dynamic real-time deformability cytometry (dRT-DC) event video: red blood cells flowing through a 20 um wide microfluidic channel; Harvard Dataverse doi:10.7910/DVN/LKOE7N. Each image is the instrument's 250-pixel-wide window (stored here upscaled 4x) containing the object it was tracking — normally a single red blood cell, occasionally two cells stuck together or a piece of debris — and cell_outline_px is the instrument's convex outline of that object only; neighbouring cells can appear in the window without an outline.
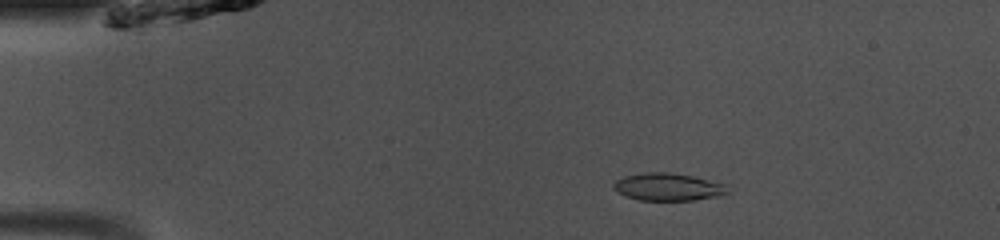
{"species": "common noctule bat (a hibernating species)", "species_latin": "Nyctalus noctula", "temperature_condition": "room temperature", "stored_images_in_passage": 49, "camera_frame_rate_fps": 3000, "um_per_image_px": 0.085, "animal": {"sex": "male", "body_mass_g": 13.0, "forearm_length_mm": 53.1}, "frame": {"image": 1, "passage_image": 9, "time_ms": 2.667, "image_size_px": [1000, 240], "cell_outline_px": [[736, 188], [720, 196], [692, 200], [640, 200], [616, 192], [612, 188], [612, 184], [616, 180], [624, 176], [644, 172], [668, 172], [692, 176], [724, 184]], "centroid_in_image_um": [56.81, 15.88], "position_along_channel_um": 28.2, "area_um2": 18.44}}
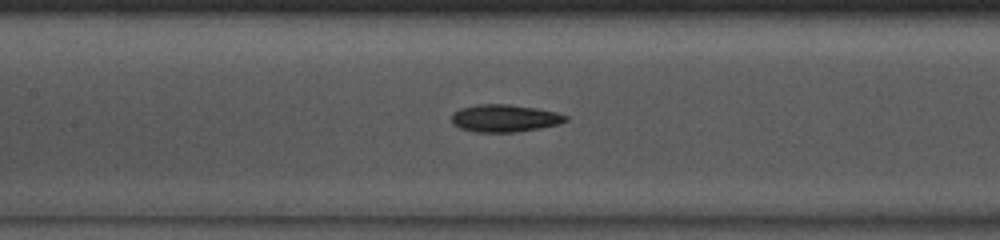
{"frame": {"image": 2, "passage_image": 23, "time_ms": 7.333, "image_size_px": [1000, 240], "cell_outline_px": [[568, 120], [560, 124], [540, 128], [512, 132], [476, 132], [460, 128], [452, 124], [452, 116], [460, 108], [480, 104], [508, 104], [536, 108], [556, 112], [568, 116]], "centroid_in_image_um": [42.92, 10.05], "position_along_channel_um": 164.5, "area_um2": 18.15}}
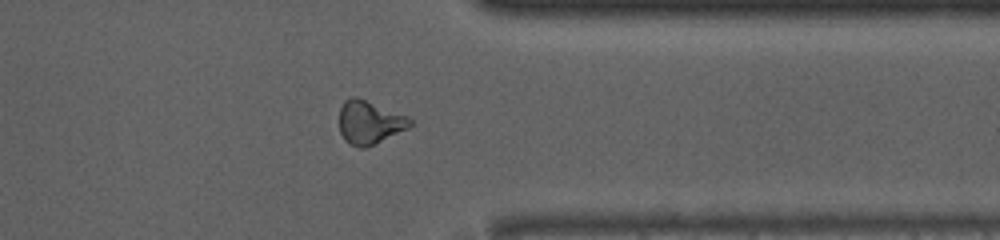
{"frame": {"image": 3, "passage_image": 39, "time_ms": 12.667, "image_size_px": [1000, 240], "cell_outline_px": [[412, 124], [408, 128], [364, 148], [360, 148], [348, 144], [344, 140], [340, 132], [340, 108], [344, 100], [352, 96], [356, 96], [408, 116], [412, 120]], "centroid_in_image_um": [31.38, 10.39], "position_along_channel_um": 380.0, "area_um2": 17.8}, "authors_computed_cell_mechanics": {"area_um2": 18.207, "velocity_mm_per_s": 4.1132, "shape_relaxation_time_tau1_ms": null, "shape_relaxation_time_tau2_ms": 2.1563, "deformation_change_tau1": null, "deformation_change_tau2": 0.0976}}